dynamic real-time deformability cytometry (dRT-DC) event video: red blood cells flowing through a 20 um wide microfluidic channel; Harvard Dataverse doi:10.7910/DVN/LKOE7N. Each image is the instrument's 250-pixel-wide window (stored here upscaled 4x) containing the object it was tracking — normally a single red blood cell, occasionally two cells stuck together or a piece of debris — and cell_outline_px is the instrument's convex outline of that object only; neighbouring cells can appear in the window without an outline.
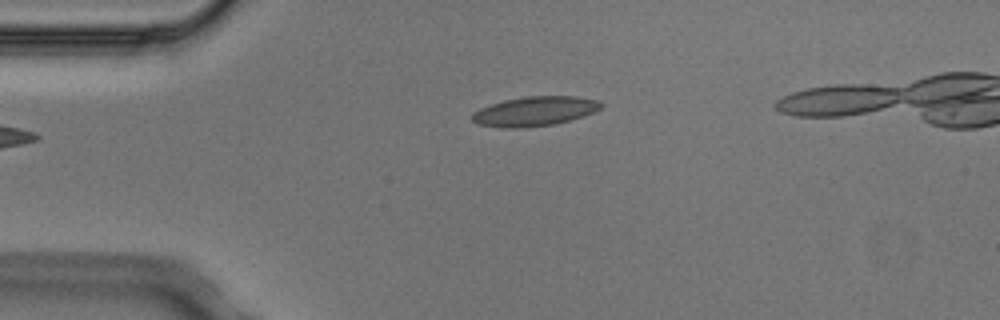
{"species": "Egyptian fruit bat (a non-hibernating species)", "species_latin": "Rousettus aegyptiacus", "temperature_condition": "cold", "stored_images_in_passage": 4, "camera_frame_rate_fps": 3000, "um_per_image_px": 0.085, "animal": {"sex": "male"}, "frame": {"image": 1, "passage_image": 4, "time_ms": 1.0, "image_size_px": [1000, 320], "cell_outline_px": [[604, 104], [600, 108], [584, 116], [556, 124], [520, 128], [500, 128], [476, 124], [472, 120], [472, 112], [480, 108], [504, 100], [524, 96], [576, 96], [596, 100]], "centroid_in_image_um": [45.42, 9.46], "position_along_channel_um": 39.6, "area_um2": 22.25}}